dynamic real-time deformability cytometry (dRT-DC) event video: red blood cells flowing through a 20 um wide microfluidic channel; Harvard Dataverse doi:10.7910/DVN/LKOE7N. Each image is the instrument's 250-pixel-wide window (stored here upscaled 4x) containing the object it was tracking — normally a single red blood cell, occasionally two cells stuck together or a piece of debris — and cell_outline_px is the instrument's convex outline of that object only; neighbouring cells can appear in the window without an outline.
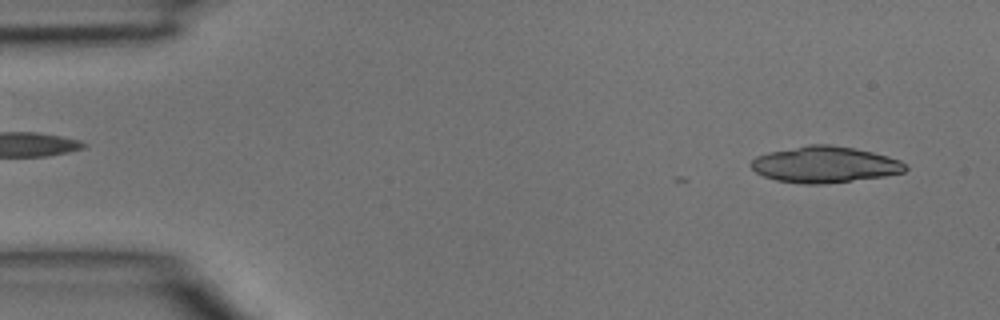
{"species": "common noctule bat (a hibernating species)", "species_latin": "Nyctalus noctula", "temperature_condition": "room temperature", "stored_images_in_passage": 4, "camera_frame_rate_fps": 3000, "um_per_image_px": 0.085, "animal": {"sex": "male", "body_mass_g": 15.6}, "frame": {"image": 1, "passage_image": 1, "time_ms": 0.0, "image_size_px": [1000, 320], "cell_outline_px": [[908, 168], [904, 172], [884, 176], [820, 184], [804, 184], [776, 180], [764, 176], [756, 172], [752, 168], [752, 160], [756, 156], [768, 152], [808, 144], [828, 144], [856, 148], [888, 156], [900, 160]], "centroid_in_image_um": [70.1, 13.97], "position_along_channel_um": 14.9, "area_um2": 32.43}}